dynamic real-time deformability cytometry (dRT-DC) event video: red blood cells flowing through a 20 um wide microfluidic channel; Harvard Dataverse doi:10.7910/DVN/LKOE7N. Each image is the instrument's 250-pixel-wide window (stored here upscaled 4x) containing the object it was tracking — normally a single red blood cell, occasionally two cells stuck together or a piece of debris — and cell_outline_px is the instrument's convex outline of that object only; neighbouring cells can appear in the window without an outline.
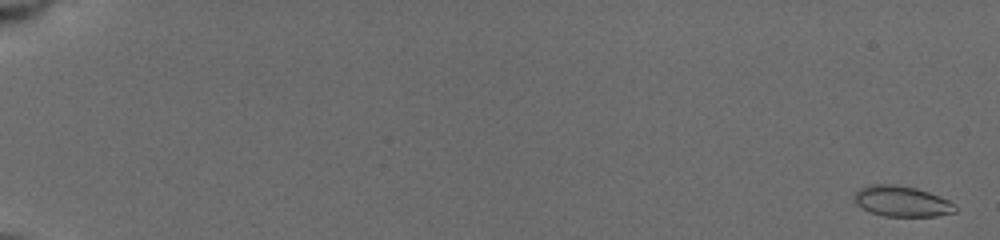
{"species": "common noctule bat (a hibernating species)", "species_latin": "Nyctalus noctula", "temperature_condition": "cold", "stored_images_in_passage": 50, "camera_frame_rate_fps": 3000, "um_per_image_px": 0.085, "animal": {"sex": "female", "body_mass_g": 19.5, "forearm_length_mm": 54.1}, "frame": {"image": 1, "passage_image": 2, "time_ms": 0.333, "image_size_px": [1000, 240], "cell_outline_px": [[956, 212], [936, 216], [884, 216], [872, 212], [856, 204], [856, 192], [860, 188], [868, 184], [892, 184], [916, 188], [928, 192], [948, 200], [956, 204]], "centroid_in_image_um": [76.68, 17.11], "position_along_channel_um": 8.3, "area_um2": 17.8}}
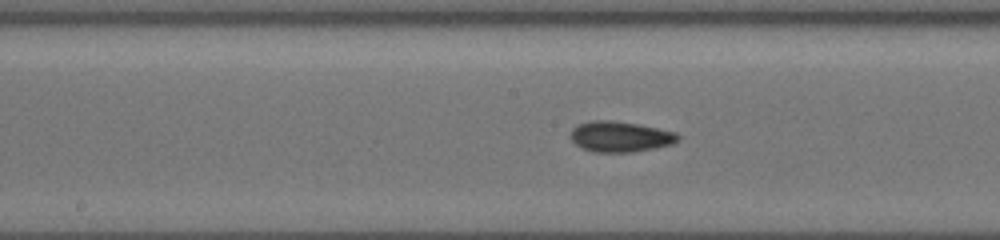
{"frame": {"image": 2, "passage_image": 29, "time_ms": 10.333, "image_size_px": [1000, 240], "cell_outline_px": [[680, 140], [672, 144], [656, 148], [632, 152], [592, 152], [576, 144], [572, 140], [572, 128], [576, 124], [592, 120], [612, 120], [636, 124], [676, 132], [680, 136]], "centroid_in_image_um": [52.73, 11.61], "position_along_channel_um": 195.5, "area_um2": 19.13}}
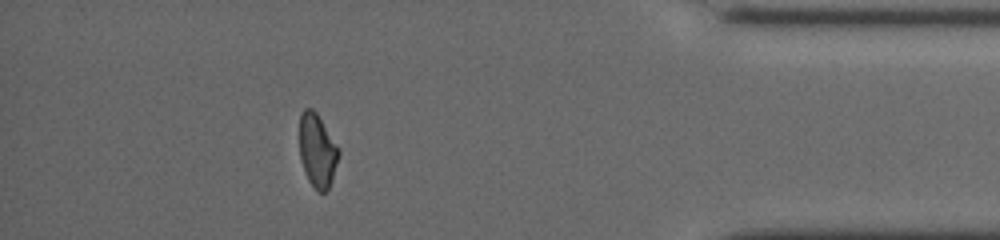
{"frame": {"image": 3, "passage_image": 45, "time_ms": 16.667, "image_size_px": [1000, 240], "cell_outline_px": [[340, 152], [328, 188], [324, 192], [316, 192], [308, 180], [304, 172], [300, 156], [300, 116], [304, 108], [312, 108], [316, 112], [340, 148]], "centroid_in_image_um": [26.96, 12.79], "position_along_channel_um": 408.2, "area_um2": 16.7}, "authors_computed_cell_mechanics": {"area_um2": 17.918, "velocity_mm_per_s": 3.9023, "shape_relaxation_time_tau1_ms": 6.0271, "shape_relaxation_time_tau2_ms": 2.0642, "deformation_change_tau1": 0.1186, "deformation_change_tau2": 0.0661}}